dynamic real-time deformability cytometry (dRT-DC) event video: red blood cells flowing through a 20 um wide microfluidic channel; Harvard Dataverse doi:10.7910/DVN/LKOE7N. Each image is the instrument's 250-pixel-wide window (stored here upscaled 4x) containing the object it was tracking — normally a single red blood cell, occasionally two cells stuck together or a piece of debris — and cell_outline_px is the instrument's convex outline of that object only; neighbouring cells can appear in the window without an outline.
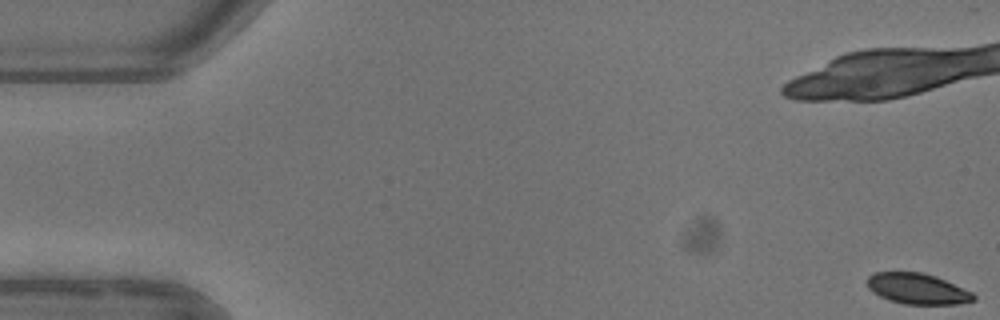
{"species": "common noctule bat (a hibernating species)", "species_latin": "Nyctalus noctula", "temperature_condition": "warm", "stored_images_in_passage": 7, "camera_frame_rate_fps": 3000, "um_per_image_px": 0.085, "animal": {"sex": "female"}, "frame": {"image": 1, "passage_image": 1, "time_ms": 0.0, "image_size_px": [1000, 320], "cell_outline_px": [[976, 300], [960, 304], [904, 304], [888, 300], [872, 292], [868, 288], [868, 276], [876, 272], [924, 272], [936, 276], [972, 292], [976, 296]], "centroid_in_image_um": [77.99, 24.55], "position_along_channel_um": 7.0, "area_um2": 19.13}}
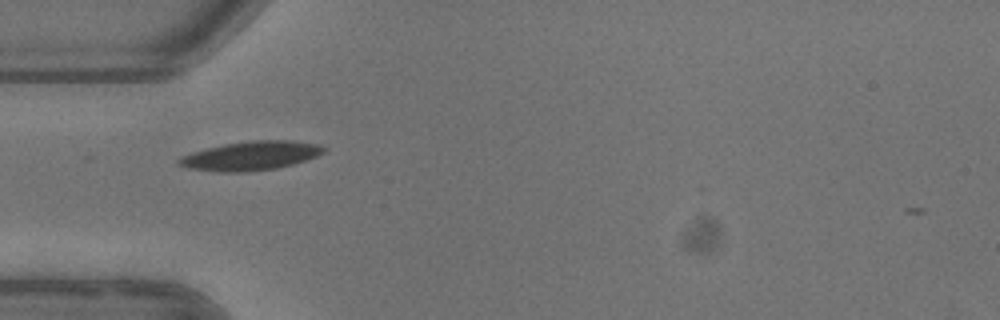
{"frame": {"image": 2, "passage_image": 6, "time_ms": 6.667, "image_size_px": [1000, 320], "cell_outline_px": [[328, 148], [324, 152], [316, 156], [292, 164], [276, 168], [244, 172], [216, 172], [188, 168], [176, 164], [176, 160], [180, 156], [192, 152], [224, 144], [252, 140], [292, 140], [320, 144]], "centroid_in_image_um": [21.3, 13.24], "position_along_channel_um": 63.7, "area_um2": 24.57}}
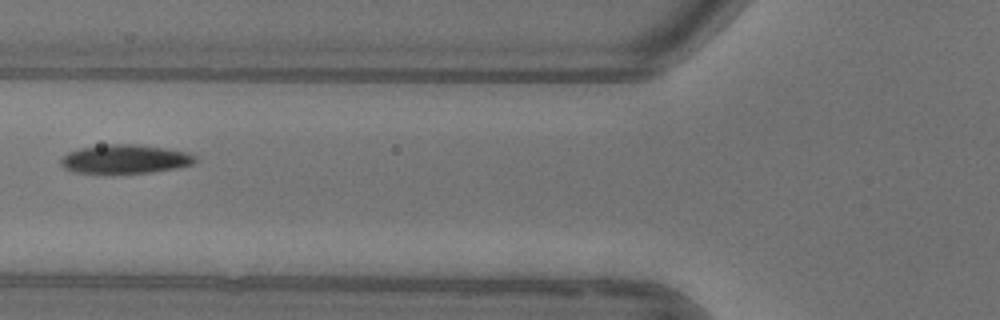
{"frame": {"image": 3, "passage_image": 7, "time_ms": 8.0, "image_size_px": [1000, 320], "cell_outline_px": [[196, 160], [192, 164], [176, 168], [152, 172], [72, 172], [64, 168], [60, 164], [60, 160], [68, 152], [80, 148], [108, 144], [136, 144], [164, 148], [188, 152], [196, 156]], "centroid_in_image_um": [10.63, 13.51], "position_along_channel_um": 115.2, "area_um2": 22.25}}